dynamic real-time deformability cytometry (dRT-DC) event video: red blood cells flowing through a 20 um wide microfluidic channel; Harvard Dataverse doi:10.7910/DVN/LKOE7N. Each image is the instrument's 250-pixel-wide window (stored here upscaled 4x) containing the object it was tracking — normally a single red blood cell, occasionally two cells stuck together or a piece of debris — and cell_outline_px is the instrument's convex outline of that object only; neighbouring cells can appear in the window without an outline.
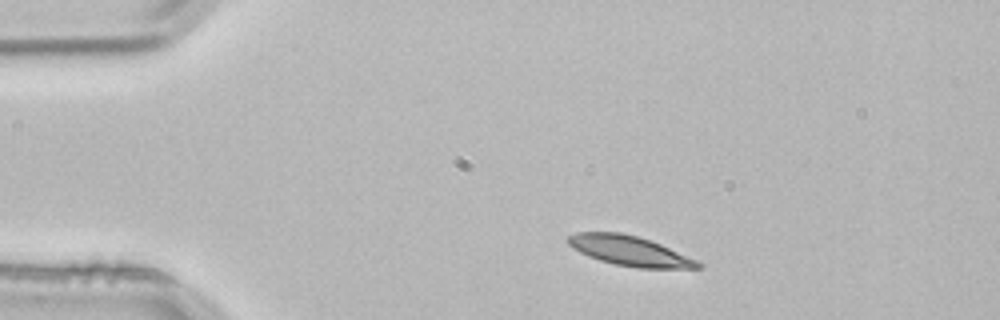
{"species": "common noctule bat (a hibernating species)", "species_latin": "Nyctalus noctula", "temperature_condition": "room temperature", "stored_images_in_passage": 4, "segment_of_instrument_passage": [2, 2], "camera_frame_rate_fps": 3000, "um_per_image_px": 0.085, "animal": {"sex": "male", "body_mass_g": 21.5, "forearm_length_mm": 52.0}, "frame": {"image": 1, "passage_image": 4, "time_ms": 1.0, "image_size_px": [1000, 320], "cell_outline_px": [[704, 268], [640, 268], [616, 264], [600, 260], [588, 256], [572, 248], [564, 240], [568, 236], [576, 232], [620, 232], [636, 236], [660, 244], [696, 260], [704, 264]], "centroid_in_image_um": [53.48, 21.32], "position_along_channel_um": 31.5, "area_um2": 22.43}}